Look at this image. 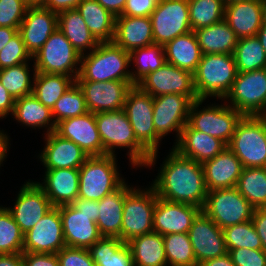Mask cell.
I'll use <instances>...</instances> for the list:
<instances>
[{
  "mask_svg": "<svg viewBox=\"0 0 266 266\" xmlns=\"http://www.w3.org/2000/svg\"><path fill=\"white\" fill-rule=\"evenodd\" d=\"M161 167L152 186L157 197L194 205L202 210L208 194L202 164L172 149Z\"/></svg>",
  "mask_w": 266,
  "mask_h": 266,
  "instance_id": "cell-1",
  "label": "cell"
},
{
  "mask_svg": "<svg viewBox=\"0 0 266 266\" xmlns=\"http://www.w3.org/2000/svg\"><path fill=\"white\" fill-rule=\"evenodd\" d=\"M81 55L80 69L76 81H126L131 86V72L126 68L130 64V53L114 42H103L88 55Z\"/></svg>",
  "mask_w": 266,
  "mask_h": 266,
  "instance_id": "cell-2",
  "label": "cell"
},
{
  "mask_svg": "<svg viewBox=\"0 0 266 266\" xmlns=\"http://www.w3.org/2000/svg\"><path fill=\"white\" fill-rule=\"evenodd\" d=\"M95 120L104 148V155H114V147L129 148V158L134 166H145L150 153L137 141L125 111L95 113Z\"/></svg>",
  "mask_w": 266,
  "mask_h": 266,
  "instance_id": "cell-3",
  "label": "cell"
},
{
  "mask_svg": "<svg viewBox=\"0 0 266 266\" xmlns=\"http://www.w3.org/2000/svg\"><path fill=\"white\" fill-rule=\"evenodd\" d=\"M233 54H203L193 73L194 89L198 99L207 96L225 98L237 76Z\"/></svg>",
  "mask_w": 266,
  "mask_h": 266,
  "instance_id": "cell-4",
  "label": "cell"
},
{
  "mask_svg": "<svg viewBox=\"0 0 266 266\" xmlns=\"http://www.w3.org/2000/svg\"><path fill=\"white\" fill-rule=\"evenodd\" d=\"M227 147L244 168L266 167V116H243Z\"/></svg>",
  "mask_w": 266,
  "mask_h": 266,
  "instance_id": "cell-5",
  "label": "cell"
},
{
  "mask_svg": "<svg viewBox=\"0 0 266 266\" xmlns=\"http://www.w3.org/2000/svg\"><path fill=\"white\" fill-rule=\"evenodd\" d=\"M115 159V155L108 154L87 158L79 168L78 198L100 201L124 183Z\"/></svg>",
  "mask_w": 266,
  "mask_h": 266,
  "instance_id": "cell-6",
  "label": "cell"
},
{
  "mask_svg": "<svg viewBox=\"0 0 266 266\" xmlns=\"http://www.w3.org/2000/svg\"><path fill=\"white\" fill-rule=\"evenodd\" d=\"M123 110L130 121L137 141L151 154L146 166H152L161 140L153 124V97L138 85H134L126 95Z\"/></svg>",
  "mask_w": 266,
  "mask_h": 266,
  "instance_id": "cell-7",
  "label": "cell"
},
{
  "mask_svg": "<svg viewBox=\"0 0 266 266\" xmlns=\"http://www.w3.org/2000/svg\"><path fill=\"white\" fill-rule=\"evenodd\" d=\"M254 207L236 187L208 191L202 211L221 229L252 220Z\"/></svg>",
  "mask_w": 266,
  "mask_h": 266,
  "instance_id": "cell-8",
  "label": "cell"
},
{
  "mask_svg": "<svg viewBox=\"0 0 266 266\" xmlns=\"http://www.w3.org/2000/svg\"><path fill=\"white\" fill-rule=\"evenodd\" d=\"M32 58L36 60L37 73L63 74L75 80L78 77L80 68L75 66L80 63L81 55L58 28Z\"/></svg>",
  "mask_w": 266,
  "mask_h": 266,
  "instance_id": "cell-9",
  "label": "cell"
},
{
  "mask_svg": "<svg viewBox=\"0 0 266 266\" xmlns=\"http://www.w3.org/2000/svg\"><path fill=\"white\" fill-rule=\"evenodd\" d=\"M225 98L243 116H266V68L238 72Z\"/></svg>",
  "mask_w": 266,
  "mask_h": 266,
  "instance_id": "cell-10",
  "label": "cell"
},
{
  "mask_svg": "<svg viewBox=\"0 0 266 266\" xmlns=\"http://www.w3.org/2000/svg\"><path fill=\"white\" fill-rule=\"evenodd\" d=\"M157 195L151 186L147 191L131 188L125 196L121 241L127 243L135 237L153 232V212Z\"/></svg>",
  "mask_w": 266,
  "mask_h": 266,
  "instance_id": "cell-11",
  "label": "cell"
},
{
  "mask_svg": "<svg viewBox=\"0 0 266 266\" xmlns=\"http://www.w3.org/2000/svg\"><path fill=\"white\" fill-rule=\"evenodd\" d=\"M204 99L193 101L188 117V124L197 131L230 143L237 123L243 115L230 105L210 106L197 111ZM197 111V112H196Z\"/></svg>",
  "mask_w": 266,
  "mask_h": 266,
  "instance_id": "cell-12",
  "label": "cell"
},
{
  "mask_svg": "<svg viewBox=\"0 0 266 266\" xmlns=\"http://www.w3.org/2000/svg\"><path fill=\"white\" fill-rule=\"evenodd\" d=\"M150 19L154 44L164 46L192 31L188 0H159Z\"/></svg>",
  "mask_w": 266,
  "mask_h": 266,
  "instance_id": "cell-13",
  "label": "cell"
},
{
  "mask_svg": "<svg viewBox=\"0 0 266 266\" xmlns=\"http://www.w3.org/2000/svg\"><path fill=\"white\" fill-rule=\"evenodd\" d=\"M137 85L152 97L181 94L188 96L192 101L198 100L193 74L167 62L156 71L149 73Z\"/></svg>",
  "mask_w": 266,
  "mask_h": 266,
  "instance_id": "cell-14",
  "label": "cell"
},
{
  "mask_svg": "<svg viewBox=\"0 0 266 266\" xmlns=\"http://www.w3.org/2000/svg\"><path fill=\"white\" fill-rule=\"evenodd\" d=\"M192 103L188 96L181 94L153 97V124L156 134L161 138L175 130L178 132V141L182 129L188 123Z\"/></svg>",
  "mask_w": 266,
  "mask_h": 266,
  "instance_id": "cell-15",
  "label": "cell"
},
{
  "mask_svg": "<svg viewBox=\"0 0 266 266\" xmlns=\"http://www.w3.org/2000/svg\"><path fill=\"white\" fill-rule=\"evenodd\" d=\"M188 235L198 266L228 253L223 230L202 210L194 218Z\"/></svg>",
  "mask_w": 266,
  "mask_h": 266,
  "instance_id": "cell-16",
  "label": "cell"
},
{
  "mask_svg": "<svg viewBox=\"0 0 266 266\" xmlns=\"http://www.w3.org/2000/svg\"><path fill=\"white\" fill-rule=\"evenodd\" d=\"M66 246L58 207H53L24 233L23 252L56 254Z\"/></svg>",
  "mask_w": 266,
  "mask_h": 266,
  "instance_id": "cell-17",
  "label": "cell"
},
{
  "mask_svg": "<svg viewBox=\"0 0 266 266\" xmlns=\"http://www.w3.org/2000/svg\"><path fill=\"white\" fill-rule=\"evenodd\" d=\"M84 93L89 112L120 111L124 109L126 95L132 87L126 81H76Z\"/></svg>",
  "mask_w": 266,
  "mask_h": 266,
  "instance_id": "cell-18",
  "label": "cell"
},
{
  "mask_svg": "<svg viewBox=\"0 0 266 266\" xmlns=\"http://www.w3.org/2000/svg\"><path fill=\"white\" fill-rule=\"evenodd\" d=\"M15 206L7 208L23 233L33 228L53 206L36 182H27L19 191Z\"/></svg>",
  "mask_w": 266,
  "mask_h": 266,
  "instance_id": "cell-19",
  "label": "cell"
},
{
  "mask_svg": "<svg viewBox=\"0 0 266 266\" xmlns=\"http://www.w3.org/2000/svg\"><path fill=\"white\" fill-rule=\"evenodd\" d=\"M55 132L62 138L73 141L88 156L104 155V148L98 132L95 113L68 118L56 125Z\"/></svg>",
  "mask_w": 266,
  "mask_h": 266,
  "instance_id": "cell-20",
  "label": "cell"
},
{
  "mask_svg": "<svg viewBox=\"0 0 266 266\" xmlns=\"http://www.w3.org/2000/svg\"><path fill=\"white\" fill-rule=\"evenodd\" d=\"M58 28V14L43 6H29L18 32L33 57Z\"/></svg>",
  "mask_w": 266,
  "mask_h": 266,
  "instance_id": "cell-21",
  "label": "cell"
},
{
  "mask_svg": "<svg viewBox=\"0 0 266 266\" xmlns=\"http://www.w3.org/2000/svg\"><path fill=\"white\" fill-rule=\"evenodd\" d=\"M201 211L199 207L175 203L157 197L153 212V231L160 235L188 233L194 218Z\"/></svg>",
  "mask_w": 266,
  "mask_h": 266,
  "instance_id": "cell-22",
  "label": "cell"
},
{
  "mask_svg": "<svg viewBox=\"0 0 266 266\" xmlns=\"http://www.w3.org/2000/svg\"><path fill=\"white\" fill-rule=\"evenodd\" d=\"M58 208L66 246L88 249L102 237L98 225L90 220L89 215L78 211L72 204Z\"/></svg>",
  "mask_w": 266,
  "mask_h": 266,
  "instance_id": "cell-23",
  "label": "cell"
},
{
  "mask_svg": "<svg viewBox=\"0 0 266 266\" xmlns=\"http://www.w3.org/2000/svg\"><path fill=\"white\" fill-rule=\"evenodd\" d=\"M227 146L224 141L194 130L187 123L173 149L179 155L203 164L216 157Z\"/></svg>",
  "mask_w": 266,
  "mask_h": 266,
  "instance_id": "cell-24",
  "label": "cell"
},
{
  "mask_svg": "<svg viewBox=\"0 0 266 266\" xmlns=\"http://www.w3.org/2000/svg\"><path fill=\"white\" fill-rule=\"evenodd\" d=\"M46 136L47 145L40 156L46 170L79 169L89 157L77 144L62 138L55 131L46 134Z\"/></svg>",
  "mask_w": 266,
  "mask_h": 266,
  "instance_id": "cell-25",
  "label": "cell"
},
{
  "mask_svg": "<svg viewBox=\"0 0 266 266\" xmlns=\"http://www.w3.org/2000/svg\"><path fill=\"white\" fill-rule=\"evenodd\" d=\"M224 20L238 39L256 36L264 22L259 0L236 1L225 5Z\"/></svg>",
  "mask_w": 266,
  "mask_h": 266,
  "instance_id": "cell-26",
  "label": "cell"
},
{
  "mask_svg": "<svg viewBox=\"0 0 266 266\" xmlns=\"http://www.w3.org/2000/svg\"><path fill=\"white\" fill-rule=\"evenodd\" d=\"M208 191L236 187L243 165L226 147L213 159L202 164Z\"/></svg>",
  "mask_w": 266,
  "mask_h": 266,
  "instance_id": "cell-27",
  "label": "cell"
},
{
  "mask_svg": "<svg viewBox=\"0 0 266 266\" xmlns=\"http://www.w3.org/2000/svg\"><path fill=\"white\" fill-rule=\"evenodd\" d=\"M37 184L53 207L72 204L78 198L79 169L46 170L44 183L37 182Z\"/></svg>",
  "mask_w": 266,
  "mask_h": 266,
  "instance_id": "cell-28",
  "label": "cell"
},
{
  "mask_svg": "<svg viewBox=\"0 0 266 266\" xmlns=\"http://www.w3.org/2000/svg\"><path fill=\"white\" fill-rule=\"evenodd\" d=\"M113 42L129 53L134 49L154 44L150 17H116Z\"/></svg>",
  "mask_w": 266,
  "mask_h": 266,
  "instance_id": "cell-29",
  "label": "cell"
},
{
  "mask_svg": "<svg viewBox=\"0 0 266 266\" xmlns=\"http://www.w3.org/2000/svg\"><path fill=\"white\" fill-rule=\"evenodd\" d=\"M131 189L124 182L119 188L98 201L96 224L102 236L118 237L121 240V225L126 193Z\"/></svg>",
  "mask_w": 266,
  "mask_h": 266,
  "instance_id": "cell-30",
  "label": "cell"
},
{
  "mask_svg": "<svg viewBox=\"0 0 266 266\" xmlns=\"http://www.w3.org/2000/svg\"><path fill=\"white\" fill-rule=\"evenodd\" d=\"M163 47L167 63L187 70L192 74L197 69L203 56L194 31L177 36Z\"/></svg>",
  "mask_w": 266,
  "mask_h": 266,
  "instance_id": "cell-31",
  "label": "cell"
},
{
  "mask_svg": "<svg viewBox=\"0 0 266 266\" xmlns=\"http://www.w3.org/2000/svg\"><path fill=\"white\" fill-rule=\"evenodd\" d=\"M194 32L203 54H233L238 42L235 32L224 19Z\"/></svg>",
  "mask_w": 266,
  "mask_h": 266,
  "instance_id": "cell-32",
  "label": "cell"
},
{
  "mask_svg": "<svg viewBox=\"0 0 266 266\" xmlns=\"http://www.w3.org/2000/svg\"><path fill=\"white\" fill-rule=\"evenodd\" d=\"M76 9L99 43L113 42L116 17L96 0H83Z\"/></svg>",
  "mask_w": 266,
  "mask_h": 266,
  "instance_id": "cell-33",
  "label": "cell"
},
{
  "mask_svg": "<svg viewBox=\"0 0 266 266\" xmlns=\"http://www.w3.org/2000/svg\"><path fill=\"white\" fill-rule=\"evenodd\" d=\"M127 245L131 250L134 266H166L168 263L163 236L157 232L135 237Z\"/></svg>",
  "mask_w": 266,
  "mask_h": 266,
  "instance_id": "cell-34",
  "label": "cell"
},
{
  "mask_svg": "<svg viewBox=\"0 0 266 266\" xmlns=\"http://www.w3.org/2000/svg\"><path fill=\"white\" fill-rule=\"evenodd\" d=\"M58 29L80 55L84 54L85 49L94 50L99 45L77 9L58 14Z\"/></svg>",
  "mask_w": 266,
  "mask_h": 266,
  "instance_id": "cell-35",
  "label": "cell"
},
{
  "mask_svg": "<svg viewBox=\"0 0 266 266\" xmlns=\"http://www.w3.org/2000/svg\"><path fill=\"white\" fill-rule=\"evenodd\" d=\"M88 251L96 266H134L130 248L118 237L102 236Z\"/></svg>",
  "mask_w": 266,
  "mask_h": 266,
  "instance_id": "cell-36",
  "label": "cell"
},
{
  "mask_svg": "<svg viewBox=\"0 0 266 266\" xmlns=\"http://www.w3.org/2000/svg\"><path fill=\"white\" fill-rule=\"evenodd\" d=\"M33 75L32 94L50 109L76 81L71 76L63 74L37 73L35 67Z\"/></svg>",
  "mask_w": 266,
  "mask_h": 266,
  "instance_id": "cell-37",
  "label": "cell"
},
{
  "mask_svg": "<svg viewBox=\"0 0 266 266\" xmlns=\"http://www.w3.org/2000/svg\"><path fill=\"white\" fill-rule=\"evenodd\" d=\"M236 188L256 208H266V167L243 168Z\"/></svg>",
  "mask_w": 266,
  "mask_h": 266,
  "instance_id": "cell-38",
  "label": "cell"
},
{
  "mask_svg": "<svg viewBox=\"0 0 266 266\" xmlns=\"http://www.w3.org/2000/svg\"><path fill=\"white\" fill-rule=\"evenodd\" d=\"M53 123H50L47 134L56 130V125L65 119L86 114L88 111L82 89L75 81L73 85L60 97L51 109Z\"/></svg>",
  "mask_w": 266,
  "mask_h": 266,
  "instance_id": "cell-39",
  "label": "cell"
},
{
  "mask_svg": "<svg viewBox=\"0 0 266 266\" xmlns=\"http://www.w3.org/2000/svg\"><path fill=\"white\" fill-rule=\"evenodd\" d=\"M233 57L238 72L266 68V53L257 36L238 39Z\"/></svg>",
  "mask_w": 266,
  "mask_h": 266,
  "instance_id": "cell-40",
  "label": "cell"
},
{
  "mask_svg": "<svg viewBox=\"0 0 266 266\" xmlns=\"http://www.w3.org/2000/svg\"><path fill=\"white\" fill-rule=\"evenodd\" d=\"M12 115L26 126L42 127L52 120L51 109L44 106L33 94L16 99Z\"/></svg>",
  "mask_w": 266,
  "mask_h": 266,
  "instance_id": "cell-41",
  "label": "cell"
},
{
  "mask_svg": "<svg viewBox=\"0 0 266 266\" xmlns=\"http://www.w3.org/2000/svg\"><path fill=\"white\" fill-rule=\"evenodd\" d=\"M136 62L137 72L131 73L132 83L137 85L149 73L156 71L166 63L164 47L159 44L134 49L130 52V61ZM137 74V75H136Z\"/></svg>",
  "mask_w": 266,
  "mask_h": 266,
  "instance_id": "cell-42",
  "label": "cell"
},
{
  "mask_svg": "<svg viewBox=\"0 0 266 266\" xmlns=\"http://www.w3.org/2000/svg\"><path fill=\"white\" fill-rule=\"evenodd\" d=\"M163 241L170 266H198L188 233L163 235Z\"/></svg>",
  "mask_w": 266,
  "mask_h": 266,
  "instance_id": "cell-43",
  "label": "cell"
},
{
  "mask_svg": "<svg viewBox=\"0 0 266 266\" xmlns=\"http://www.w3.org/2000/svg\"><path fill=\"white\" fill-rule=\"evenodd\" d=\"M188 6L192 31L224 19L225 3L222 0H188Z\"/></svg>",
  "mask_w": 266,
  "mask_h": 266,
  "instance_id": "cell-44",
  "label": "cell"
},
{
  "mask_svg": "<svg viewBox=\"0 0 266 266\" xmlns=\"http://www.w3.org/2000/svg\"><path fill=\"white\" fill-rule=\"evenodd\" d=\"M0 82L15 100L33 93L27 63L0 69Z\"/></svg>",
  "mask_w": 266,
  "mask_h": 266,
  "instance_id": "cell-45",
  "label": "cell"
},
{
  "mask_svg": "<svg viewBox=\"0 0 266 266\" xmlns=\"http://www.w3.org/2000/svg\"><path fill=\"white\" fill-rule=\"evenodd\" d=\"M24 233L7 208L0 207V254L23 253Z\"/></svg>",
  "mask_w": 266,
  "mask_h": 266,
  "instance_id": "cell-46",
  "label": "cell"
},
{
  "mask_svg": "<svg viewBox=\"0 0 266 266\" xmlns=\"http://www.w3.org/2000/svg\"><path fill=\"white\" fill-rule=\"evenodd\" d=\"M222 230L228 251L236 248L263 249L252 220L232 225Z\"/></svg>",
  "mask_w": 266,
  "mask_h": 266,
  "instance_id": "cell-47",
  "label": "cell"
},
{
  "mask_svg": "<svg viewBox=\"0 0 266 266\" xmlns=\"http://www.w3.org/2000/svg\"><path fill=\"white\" fill-rule=\"evenodd\" d=\"M32 56L27 51L19 32H17L9 43L0 51V69L27 63Z\"/></svg>",
  "mask_w": 266,
  "mask_h": 266,
  "instance_id": "cell-48",
  "label": "cell"
},
{
  "mask_svg": "<svg viewBox=\"0 0 266 266\" xmlns=\"http://www.w3.org/2000/svg\"><path fill=\"white\" fill-rule=\"evenodd\" d=\"M28 7L25 0H1L0 27L19 28Z\"/></svg>",
  "mask_w": 266,
  "mask_h": 266,
  "instance_id": "cell-49",
  "label": "cell"
},
{
  "mask_svg": "<svg viewBox=\"0 0 266 266\" xmlns=\"http://www.w3.org/2000/svg\"><path fill=\"white\" fill-rule=\"evenodd\" d=\"M56 254L59 266H96L86 248L65 246Z\"/></svg>",
  "mask_w": 266,
  "mask_h": 266,
  "instance_id": "cell-50",
  "label": "cell"
},
{
  "mask_svg": "<svg viewBox=\"0 0 266 266\" xmlns=\"http://www.w3.org/2000/svg\"><path fill=\"white\" fill-rule=\"evenodd\" d=\"M228 254L235 266H266V252L263 249L236 248Z\"/></svg>",
  "mask_w": 266,
  "mask_h": 266,
  "instance_id": "cell-51",
  "label": "cell"
},
{
  "mask_svg": "<svg viewBox=\"0 0 266 266\" xmlns=\"http://www.w3.org/2000/svg\"><path fill=\"white\" fill-rule=\"evenodd\" d=\"M159 0H126L122 16L150 17Z\"/></svg>",
  "mask_w": 266,
  "mask_h": 266,
  "instance_id": "cell-52",
  "label": "cell"
},
{
  "mask_svg": "<svg viewBox=\"0 0 266 266\" xmlns=\"http://www.w3.org/2000/svg\"><path fill=\"white\" fill-rule=\"evenodd\" d=\"M24 266H59L57 254L23 252Z\"/></svg>",
  "mask_w": 266,
  "mask_h": 266,
  "instance_id": "cell-53",
  "label": "cell"
},
{
  "mask_svg": "<svg viewBox=\"0 0 266 266\" xmlns=\"http://www.w3.org/2000/svg\"><path fill=\"white\" fill-rule=\"evenodd\" d=\"M252 223L266 252V208L254 209Z\"/></svg>",
  "mask_w": 266,
  "mask_h": 266,
  "instance_id": "cell-54",
  "label": "cell"
},
{
  "mask_svg": "<svg viewBox=\"0 0 266 266\" xmlns=\"http://www.w3.org/2000/svg\"><path fill=\"white\" fill-rule=\"evenodd\" d=\"M72 205L80 212L85 213L90 216V220L97 222L99 217L98 214V201L94 200H85L82 198H77Z\"/></svg>",
  "mask_w": 266,
  "mask_h": 266,
  "instance_id": "cell-55",
  "label": "cell"
},
{
  "mask_svg": "<svg viewBox=\"0 0 266 266\" xmlns=\"http://www.w3.org/2000/svg\"><path fill=\"white\" fill-rule=\"evenodd\" d=\"M82 1L83 0H46L43 7L59 14L63 11L76 9Z\"/></svg>",
  "mask_w": 266,
  "mask_h": 266,
  "instance_id": "cell-56",
  "label": "cell"
},
{
  "mask_svg": "<svg viewBox=\"0 0 266 266\" xmlns=\"http://www.w3.org/2000/svg\"><path fill=\"white\" fill-rule=\"evenodd\" d=\"M15 101L0 82V118H4L9 112L13 113Z\"/></svg>",
  "mask_w": 266,
  "mask_h": 266,
  "instance_id": "cell-57",
  "label": "cell"
},
{
  "mask_svg": "<svg viewBox=\"0 0 266 266\" xmlns=\"http://www.w3.org/2000/svg\"><path fill=\"white\" fill-rule=\"evenodd\" d=\"M102 7L107 9L114 17L122 15L126 0H96Z\"/></svg>",
  "mask_w": 266,
  "mask_h": 266,
  "instance_id": "cell-58",
  "label": "cell"
},
{
  "mask_svg": "<svg viewBox=\"0 0 266 266\" xmlns=\"http://www.w3.org/2000/svg\"><path fill=\"white\" fill-rule=\"evenodd\" d=\"M0 266H24L22 253L0 254Z\"/></svg>",
  "mask_w": 266,
  "mask_h": 266,
  "instance_id": "cell-59",
  "label": "cell"
},
{
  "mask_svg": "<svg viewBox=\"0 0 266 266\" xmlns=\"http://www.w3.org/2000/svg\"><path fill=\"white\" fill-rule=\"evenodd\" d=\"M199 266H235L227 253L224 256L209 259L201 263Z\"/></svg>",
  "mask_w": 266,
  "mask_h": 266,
  "instance_id": "cell-60",
  "label": "cell"
},
{
  "mask_svg": "<svg viewBox=\"0 0 266 266\" xmlns=\"http://www.w3.org/2000/svg\"><path fill=\"white\" fill-rule=\"evenodd\" d=\"M18 32V28L0 27V51L9 43Z\"/></svg>",
  "mask_w": 266,
  "mask_h": 266,
  "instance_id": "cell-61",
  "label": "cell"
},
{
  "mask_svg": "<svg viewBox=\"0 0 266 266\" xmlns=\"http://www.w3.org/2000/svg\"><path fill=\"white\" fill-rule=\"evenodd\" d=\"M8 140L7 135L0 131V165L7 153Z\"/></svg>",
  "mask_w": 266,
  "mask_h": 266,
  "instance_id": "cell-62",
  "label": "cell"
},
{
  "mask_svg": "<svg viewBox=\"0 0 266 266\" xmlns=\"http://www.w3.org/2000/svg\"><path fill=\"white\" fill-rule=\"evenodd\" d=\"M256 36L259 38L261 45L263 46L266 53V22H263Z\"/></svg>",
  "mask_w": 266,
  "mask_h": 266,
  "instance_id": "cell-63",
  "label": "cell"
},
{
  "mask_svg": "<svg viewBox=\"0 0 266 266\" xmlns=\"http://www.w3.org/2000/svg\"><path fill=\"white\" fill-rule=\"evenodd\" d=\"M29 6H43L46 0H25Z\"/></svg>",
  "mask_w": 266,
  "mask_h": 266,
  "instance_id": "cell-64",
  "label": "cell"
},
{
  "mask_svg": "<svg viewBox=\"0 0 266 266\" xmlns=\"http://www.w3.org/2000/svg\"><path fill=\"white\" fill-rule=\"evenodd\" d=\"M224 3H225V5H227V4H230V3H232V2H236V1H244V0H222Z\"/></svg>",
  "mask_w": 266,
  "mask_h": 266,
  "instance_id": "cell-65",
  "label": "cell"
},
{
  "mask_svg": "<svg viewBox=\"0 0 266 266\" xmlns=\"http://www.w3.org/2000/svg\"><path fill=\"white\" fill-rule=\"evenodd\" d=\"M263 16H264V22H266V3L263 4Z\"/></svg>",
  "mask_w": 266,
  "mask_h": 266,
  "instance_id": "cell-66",
  "label": "cell"
},
{
  "mask_svg": "<svg viewBox=\"0 0 266 266\" xmlns=\"http://www.w3.org/2000/svg\"><path fill=\"white\" fill-rule=\"evenodd\" d=\"M261 3L265 4L266 0H259Z\"/></svg>",
  "mask_w": 266,
  "mask_h": 266,
  "instance_id": "cell-67",
  "label": "cell"
}]
</instances>
